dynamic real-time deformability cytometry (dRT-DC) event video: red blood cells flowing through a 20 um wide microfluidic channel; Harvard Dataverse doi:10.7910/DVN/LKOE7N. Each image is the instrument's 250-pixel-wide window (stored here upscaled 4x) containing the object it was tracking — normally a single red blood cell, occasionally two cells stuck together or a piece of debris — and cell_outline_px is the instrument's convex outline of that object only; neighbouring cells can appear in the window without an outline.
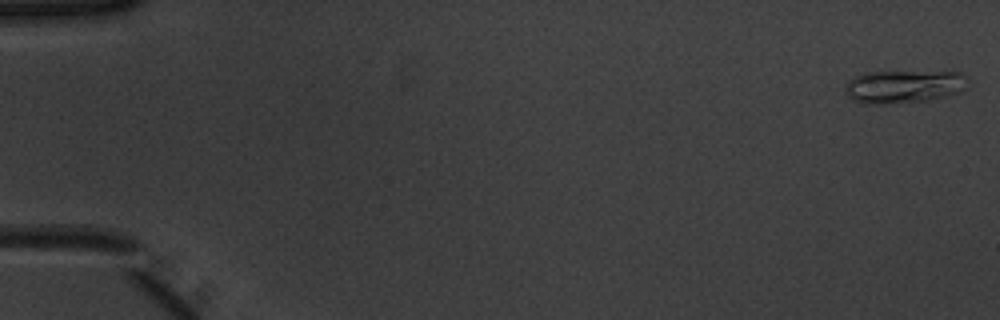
{"species": "common noctule bat (a hibernating species)", "species_latin": "Nyctalus noctula", "temperature_condition": "warm", "stored_images_in_passage": 51, "camera_frame_rate_fps": 3000, "um_per_image_px": 0.085, "animal": {"sex": "male", "body_mass_g": 20.1, "forearm_length_mm": 53.5}, "frame": {"image": 1, "passage_image": 1, "time_ms": 0.0, "image_size_px": [1000, 320], "cell_outline_px": [[964, 88], [960, 92], [928, 100], [884, 104], [860, 104], [852, 100], [844, 92], [844, 88], [848, 80], [852, 76], [864, 72], [960, 72], [964, 76]], "centroid_in_image_um": [76.69, 7.36], "position_along_channel_um": 8.3, "area_um2": 23.52}}
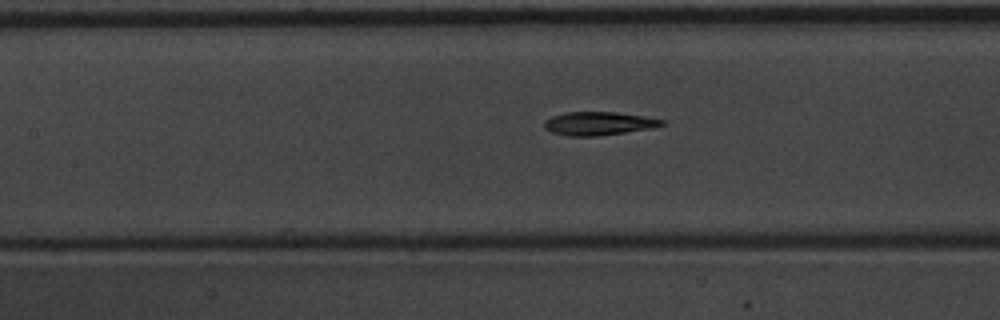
{"frame": {"image": 2, "passage_image": 24, "time_ms": 7.667, "image_size_px": [1000, 320], "cell_outline_px": [[664, 124], [652, 128], [596, 136], [568, 136], [552, 132], [544, 128], [544, 120], [552, 116], [564, 112], [616, 112], [644, 116], [664, 120]], "centroid_in_image_um": [50.84, 10.49], "position_along_channel_um": 156.6, "area_um2": 15.95}}
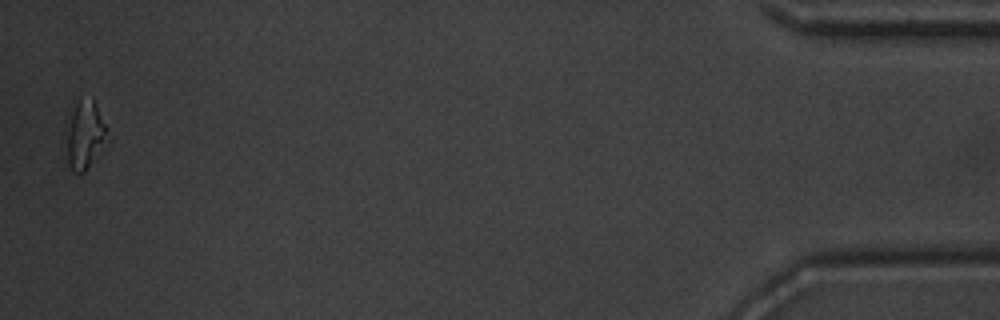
{"frame": {"image": 3, "passage_image": 51, "time_ms": 16.667, "image_size_px": [1000, 320], "cell_outline_px": [[112, 140], [84, 172], [72, 172], [68, 164], [68, 136], [72, 112], [80, 96], [92, 96], [108, 128]], "centroid_in_image_um": [7.34, 11.45], "position_along_channel_um": 427.9, "area_um2": 16.59}, "authors_computed_cell_mechanics": {"area_um2": 16.473, "velocity_mm_per_s": 3.9546, "shape_relaxation_time_tau1_ms": 3.3203, "shape_relaxation_time_tau2_ms": 4.2598, "deformation_change_tau1": 0.1533, "deformation_change_tau2": 0.1497}}